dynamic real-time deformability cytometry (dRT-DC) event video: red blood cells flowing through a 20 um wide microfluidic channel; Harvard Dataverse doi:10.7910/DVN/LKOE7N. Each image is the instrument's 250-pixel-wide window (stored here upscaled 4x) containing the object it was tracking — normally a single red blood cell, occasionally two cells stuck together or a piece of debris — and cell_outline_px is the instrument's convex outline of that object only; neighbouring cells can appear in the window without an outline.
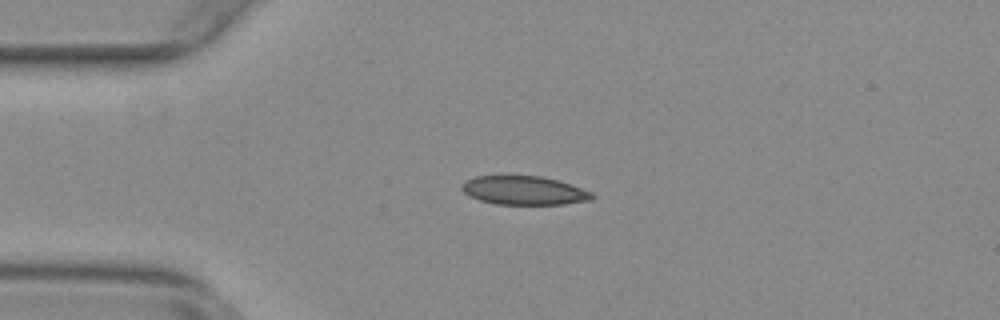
{"species": "common noctule bat (a hibernating species)", "species_latin": "Nyctalus noctula", "temperature_condition": "warm", "stored_images_in_passage": 53, "camera_frame_rate_fps": 3000, "um_per_image_px": 0.085, "animal": {"sex": "female", "body_mass_g": 29.2, "forearm_length_mm": 56.3}, "frame": {"image": 1, "passage_image": 12, "time_ms": 3.667, "image_size_px": [1000, 320], "cell_outline_px": [[596, 196], [592, 200], [564, 204], [496, 204], [480, 200], [468, 196], [460, 188], [460, 184], [464, 180], [476, 176], [540, 176], [556, 180], [592, 192]], "centroid_in_image_um": [44.5, 16.19], "position_along_channel_um": 40.5, "area_um2": 21.79}}
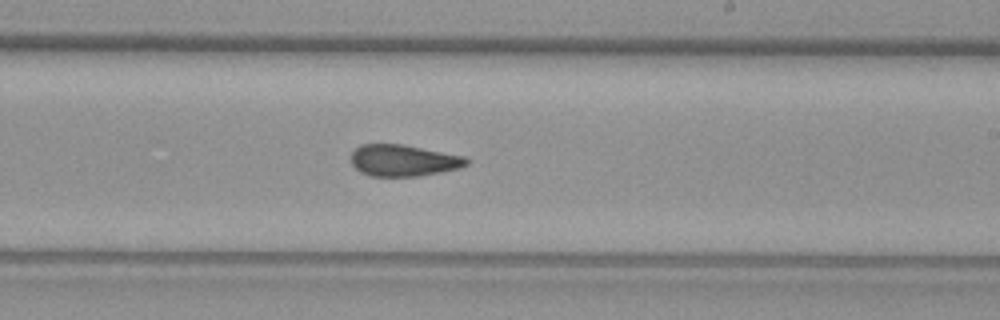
{"frame": {"image": 2, "passage_image": 31, "time_ms": 10.0, "image_size_px": [1000, 320], "cell_outline_px": [[468, 164], [460, 168], [440, 172], [416, 176], [368, 176], [360, 172], [352, 164], [352, 152], [360, 144], [404, 144], [468, 156]], "centroid_in_image_um": [34.32, 13.63], "position_along_channel_um": 254.7, "area_um2": 21.44}}
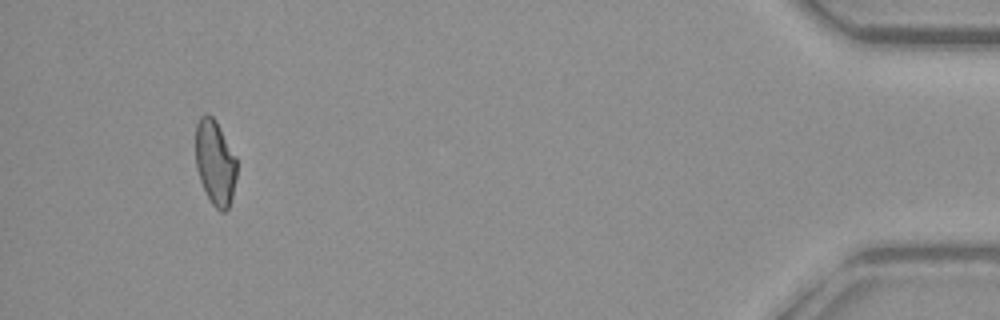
{"frame": {"image": 3, "passage_image": 50, "time_ms": 16.333, "image_size_px": [1000, 320], "cell_outline_px": [[236, 176], [232, 196], [228, 208], [224, 212], [220, 212], [212, 204], [200, 180], [196, 168], [196, 124], [200, 116], [208, 112], [216, 120], [236, 156]], "centroid_in_image_um": [18.28, 13.78], "position_along_channel_um": 416.9, "area_um2": 20.4}, "authors_computed_cell_mechanics": {"area_um2": 21.7906, "velocity_mm_per_s": 3.7761, "shape_relaxation_time_tau1_ms": null, "shape_relaxation_time_tau2_ms": 2.6222, "deformation_change_tau1": null, "deformation_change_tau2": 0.0762}}